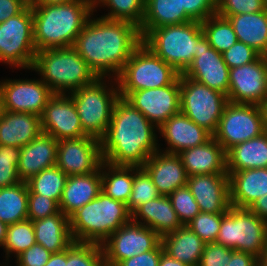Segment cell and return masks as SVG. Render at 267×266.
Segmentation results:
<instances>
[{
	"label": "cell",
	"mask_w": 267,
	"mask_h": 266,
	"mask_svg": "<svg viewBox=\"0 0 267 266\" xmlns=\"http://www.w3.org/2000/svg\"><path fill=\"white\" fill-rule=\"evenodd\" d=\"M157 132L158 128L141 111L120 97L100 139L103 161L115 166L142 167L161 148Z\"/></svg>",
	"instance_id": "7a4b0ae2"
},
{
	"label": "cell",
	"mask_w": 267,
	"mask_h": 266,
	"mask_svg": "<svg viewBox=\"0 0 267 266\" xmlns=\"http://www.w3.org/2000/svg\"><path fill=\"white\" fill-rule=\"evenodd\" d=\"M36 51L73 47L78 34L95 12L88 0L31 5Z\"/></svg>",
	"instance_id": "3957f363"
},
{
	"label": "cell",
	"mask_w": 267,
	"mask_h": 266,
	"mask_svg": "<svg viewBox=\"0 0 267 266\" xmlns=\"http://www.w3.org/2000/svg\"><path fill=\"white\" fill-rule=\"evenodd\" d=\"M52 253L42 245L35 243L16 258L17 266H44Z\"/></svg>",
	"instance_id": "f907efd6"
},
{
	"label": "cell",
	"mask_w": 267,
	"mask_h": 266,
	"mask_svg": "<svg viewBox=\"0 0 267 266\" xmlns=\"http://www.w3.org/2000/svg\"><path fill=\"white\" fill-rule=\"evenodd\" d=\"M263 10H265L263 0H217L219 16L252 14Z\"/></svg>",
	"instance_id": "f6af8a7d"
},
{
	"label": "cell",
	"mask_w": 267,
	"mask_h": 266,
	"mask_svg": "<svg viewBox=\"0 0 267 266\" xmlns=\"http://www.w3.org/2000/svg\"><path fill=\"white\" fill-rule=\"evenodd\" d=\"M180 7L193 21L203 22L217 13V0H180Z\"/></svg>",
	"instance_id": "c3c4849f"
},
{
	"label": "cell",
	"mask_w": 267,
	"mask_h": 266,
	"mask_svg": "<svg viewBox=\"0 0 267 266\" xmlns=\"http://www.w3.org/2000/svg\"><path fill=\"white\" fill-rule=\"evenodd\" d=\"M169 198L182 225H187L198 213L201 212L187 185L177 188L169 195Z\"/></svg>",
	"instance_id": "ee69618b"
},
{
	"label": "cell",
	"mask_w": 267,
	"mask_h": 266,
	"mask_svg": "<svg viewBox=\"0 0 267 266\" xmlns=\"http://www.w3.org/2000/svg\"><path fill=\"white\" fill-rule=\"evenodd\" d=\"M260 54L243 42L237 41L228 50L222 53V57L229 67L236 68L255 61Z\"/></svg>",
	"instance_id": "7dc6e473"
},
{
	"label": "cell",
	"mask_w": 267,
	"mask_h": 266,
	"mask_svg": "<svg viewBox=\"0 0 267 266\" xmlns=\"http://www.w3.org/2000/svg\"><path fill=\"white\" fill-rule=\"evenodd\" d=\"M164 252L161 242L151 251H146L119 262L116 266H158Z\"/></svg>",
	"instance_id": "816d5d0a"
},
{
	"label": "cell",
	"mask_w": 267,
	"mask_h": 266,
	"mask_svg": "<svg viewBox=\"0 0 267 266\" xmlns=\"http://www.w3.org/2000/svg\"><path fill=\"white\" fill-rule=\"evenodd\" d=\"M58 141L51 135L41 133L21 148L17 171L22 182L28 181L46 168L57 163Z\"/></svg>",
	"instance_id": "603a6c76"
},
{
	"label": "cell",
	"mask_w": 267,
	"mask_h": 266,
	"mask_svg": "<svg viewBox=\"0 0 267 266\" xmlns=\"http://www.w3.org/2000/svg\"><path fill=\"white\" fill-rule=\"evenodd\" d=\"M27 207L28 219L31 221L43 219L60 211L59 204L54 199L38 194L28 195Z\"/></svg>",
	"instance_id": "bcb514c9"
},
{
	"label": "cell",
	"mask_w": 267,
	"mask_h": 266,
	"mask_svg": "<svg viewBox=\"0 0 267 266\" xmlns=\"http://www.w3.org/2000/svg\"><path fill=\"white\" fill-rule=\"evenodd\" d=\"M263 3H264V6H265V9L267 10V0H263Z\"/></svg>",
	"instance_id": "03108f58"
},
{
	"label": "cell",
	"mask_w": 267,
	"mask_h": 266,
	"mask_svg": "<svg viewBox=\"0 0 267 266\" xmlns=\"http://www.w3.org/2000/svg\"><path fill=\"white\" fill-rule=\"evenodd\" d=\"M70 0H31L30 5H45V4H58Z\"/></svg>",
	"instance_id": "91938a15"
},
{
	"label": "cell",
	"mask_w": 267,
	"mask_h": 266,
	"mask_svg": "<svg viewBox=\"0 0 267 266\" xmlns=\"http://www.w3.org/2000/svg\"><path fill=\"white\" fill-rule=\"evenodd\" d=\"M222 223V213H198L187 225L205 243L216 242Z\"/></svg>",
	"instance_id": "7bdbcfd3"
},
{
	"label": "cell",
	"mask_w": 267,
	"mask_h": 266,
	"mask_svg": "<svg viewBox=\"0 0 267 266\" xmlns=\"http://www.w3.org/2000/svg\"><path fill=\"white\" fill-rule=\"evenodd\" d=\"M158 266H189L183 262L171 258L166 253H162L160 256V261Z\"/></svg>",
	"instance_id": "6f0895ef"
},
{
	"label": "cell",
	"mask_w": 267,
	"mask_h": 266,
	"mask_svg": "<svg viewBox=\"0 0 267 266\" xmlns=\"http://www.w3.org/2000/svg\"><path fill=\"white\" fill-rule=\"evenodd\" d=\"M36 243L33 221L26 219L7 227V234L3 249L6 260H9L10 254L17 258L24 251ZM16 255V256H15Z\"/></svg>",
	"instance_id": "74e56055"
},
{
	"label": "cell",
	"mask_w": 267,
	"mask_h": 266,
	"mask_svg": "<svg viewBox=\"0 0 267 266\" xmlns=\"http://www.w3.org/2000/svg\"><path fill=\"white\" fill-rule=\"evenodd\" d=\"M101 192V166L87 175L68 176L62 197L60 211L70 217L78 209L95 199Z\"/></svg>",
	"instance_id": "484cf974"
},
{
	"label": "cell",
	"mask_w": 267,
	"mask_h": 266,
	"mask_svg": "<svg viewBox=\"0 0 267 266\" xmlns=\"http://www.w3.org/2000/svg\"><path fill=\"white\" fill-rule=\"evenodd\" d=\"M158 133L164 138L168 147L160 151L178 154L182 150L205 144L213 135L198 126L181 111L171 116L159 128Z\"/></svg>",
	"instance_id": "44dd1931"
},
{
	"label": "cell",
	"mask_w": 267,
	"mask_h": 266,
	"mask_svg": "<svg viewBox=\"0 0 267 266\" xmlns=\"http://www.w3.org/2000/svg\"><path fill=\"white\" fill-rule=\"evenodd\" d=\"M44 266H66V249L61 252L52 253Z\"/></svg>",
	"instance_id": "9f6ffc18"
},
{
	"label": "cell",
	"mask_w": 267,
	"mask_h": 266,
	"mask_svg": "<svg viewBox=\"0 0 267 266\" xmlns=\"http://www.w3.org/2000/svg\"><path fill=\"white\" fill-rule=\"evenodd\" d=\"M228 102L259 105L267 97V56L231 68Z\"/></svg>",
	"instance_id": "5bb4252c"
},
{
	"label": "cell",
	"mask_w": 267,
	"mask_h": 266,
	"mask_svg": "<svg viewBox=\"0 0 267 266\" xmlns=\"http://www.w3.org/2000/svg\"><path fill=\"white\" fill-rule=\"evenodd\" d=\"M108 7L109 12L101 17L110 20H123L141 26L144 17L145 0H99L94 5L97 7Z\"/></svg>",
	"instance_id": "f35d334b"
},
{
	"label": "cell",
	"mask_w": 267,
	"mask_h": 266,
	"mask_svg": "<svg viewBox=\"0 0 267 266\" xmlns=\"http://www.w3.org/2000/svg\"><path fill=\"white\" fill-rule=\"evenodd\" d=\"M68 176L57 166L42 170L26 181L29 194H38L54 199L58 204Z\"/></svg>",
	"instance_id": "d590c367"
},
{
	"label": "cell",
	"mask_w": 267,
	"mask_h": 266,
	"mask_svg": "<svg viewBox=\"0 0 267 266\" xmlns=\"http://www.w3.org/2000/svg\"><path fill=\"white\" fill-rule=\"evenodd\" d=\"M227 173L231 206L249 208L259 197L267 196V168Z\"/></svg>",
	"instance_id": "d4e9b609"
},
{
	"label": "cell",
	"mask_w": 267,
	"mask_h": 266,
	"mask_svg": "<svg viewBox=\"0 0 267 266\" xmlns=\"http://www.w3.org/2000/svg\"><path fill=\"white\" fill-rule=\"evenodd\" d=\"M4 113H5V104L3 101L2 93L0 91V120L3 118Z\"/></svg>",
	"instance_id": "be15d7a7"
},
{
	"label": "cell",
	"mask_w": 267,
	"mask_h": 266,
	"mask_svg": "<svg viewBox=\"0 0 267 266\" xmlns=\"http://www.w3.org/2000/svg\"><path fill=\"white\" fill-rule=\"evenodd\" d=\"M178 155L188 177L227 173L226 151L213 137L205 144L182 150Z\"/></svg>",
	"instance_id": "cb8c5ba5"
},
{
	"label": "cell",
	"mask_w": 267,
	"mask_h": 266,
	"mask_svg": "<svg viewBox=\"0 0 267 266\" xmlns=\"http://www.w3.org/2000/svg\"><path fill=\"white\" fill-rule=\"evenodd\" d=\"M30 70L40 74L54 94L71 93L99 78L73 47L36 52Z\"/></svg>",
	"instance_id": "277c9868"
},
{
	"label": "cell",
	"mask_w": 267,
	"mask_h": 266,
	"mask_svg": "<svg viewBox=\"0 0 267 266\" xmlns=\"http://www.w3.org/2000/svg\"><path fill=\"white\" fill-rule=\"evenodd\" d=\"M93 6L99 1V0H88Z\"/></svg>",
	"instance_id": "e7e4bbea"
},
{
	"label": "cell",
	"mask_w": 267,
	"mask_h": 266,
	"mask_svg": "<svg viewBox=\"0 0 267 266\" xmlns=\"http://www.w3.org/2000/svg\"><path fill=\"white\" fill-rule=\"evenodd\" d=\"M164 253L189 266H198L205 242L188 225L161 237Z\"/></svg>",
	"instance_id": "f1b7e54d"
},
{
	"label": "cell",
	"mask_w": 267,
	"mask_h": 266,
	"mask_svg": "<svg viewBox=\"0 0 267 266\" xmlns=\"http://www.w3.org/2000/svg\"><path fill=\"white\" fill-rule=\"evenodd\" d=\"M66 266H106L102 246L74 241L66 249Z\"/></svg>",
	"instance_id": "ab89813d"
},
{
	"label": "cell",
	"mask_w": 267,
	"mask_h": 266,
	"mask_svg": "<svg viewBox=\"0 0 267 266\" xmlns=\"http://www.w3.org/2000/svg\"><path fill=\"white\" fill-rule=\"evenodd\" d=\"M227 103L225 94L180 74V111L212 135Z\"/></svg>",
	"instance_id": "8fae6325"
},
{
	"label": "cell",
	"mask_w": 267,
	"mask_h": 266,
	"mask_svg": "<svg viewBox=\"0 0 267 266\" xmlns=\"http://www.w3.org/2000/svg\"><path fill=\"white\" fill-rule=\"evenodd\" d=\"M160 196L151 176L143 167L135 166L134 182L127 207L132 214L139 206Z\"/></svg>",
	"instance_id": "60d3db41"
},
{
	"label": "cell",
	"mask_w": 267,
	"mask_h": 266,
	"mask_svg": "<svg viewBox=\"0 0 267 266\" xmlns=\"http://www.w3.org/2000/svg\"><path fill=\"white\" fill-rule=\"evenodd\" d=\"M227 18L240 42L267 56V10L252 14L222 16Z\"/></svg>",
	"instance_id": "4dcf8cb0"
},
{
	"label": "cell",
	"mask_w": 267,
	"mask_h": 266,
	"mask_svg": "<svg viewBox=\"0 0 267 266\" xmlns=\"http://www.w3.org/2000/svg\"><path fill=\"white\" fill-rule=\"evenodd\" d=\"M125 100L159 128L180 112V76L168 86L133 91Z\"/></svg>",
	"instance_id": "9a60e30c"
},
{
	"label": "cell",
	"mask_w": 267,
	"mask_h": 266,
	"mask_svg": "<svg viewBox=\"0 0 267 266\" xmlns=\"http://www.w3.org/2000/svg\"><path fill=\"white\" fill-rule=\"evenodd\" d=\"M36 52L33 12L28 4L18 15L0 23V62L30 70Z\"/></svg>",
	"instance_id": "30bf717a"
},
{
	"label": "cell",
	"mask_w": 267,
	"mask_h": 266,
	"mask_svg": "<svg viewBox=\"0 0 267 266\" xmlns=\"http://www.w3.org/2000/svg\"><path fill=\"white\" fill-rule=\"evenodd\" d=\"M193 21L184 9L180 0H145L143 22L140 29L142 38L154 28L166 25H178Z\"/></svg>",
	"instance_id": "d6a6232c"
},
{
	"label": "cell",
	"mask_w": 267,
	"mask_h": 266,
	"mask_svg": "<svg viewBox=\"0 0 267 266\" xmlns=\"http://www.w3.org/2000/svg\"><path fill=\"white\" fill-rule=\"evenodd\" d=\"M227 266H258V258L232 249V256Z\"/></svg>",
	"instance_id": "db71d44e"
},
{
	"label": "cell",
	"mask_w": 267,
	"mask_h": 266,
	"mask_svg": "<svg viewBox=\"0 0 267 266\" xmlns=\"http://www.w3.org/2000/svg\"><path fill=\"white\" fill-rule=\"evenodd\" d=\"M8 225L0 221V247L4 245Z\"/></svg>",
	"instance_id": "94428289"
},
{
	"label": "cell",
	"mask_w": 267,
	"mask_h": 266,
	"mask_svg": "<svg viewBox=\"0 0 267 266\" xmlns=\"http://www.w3.org/2000/svg\"><path fill=\"white\" fill-rule=\"evenodd\" d=\"M258 266H267V248L263 251L258 258Z\"/></svg>",
	"instance_id": "6125c7cd"
},
{
	"label": "cell",
	"mask_w": 267,
	"mask_h": 266,
	"mask_svg": "<svg viewBox=\"0 0 267 266\" xmlns=\"http://www.w3.org/2000/svg\"><path fill=\"white\" fill-rule=\"evenodd\" d=\"M249 209L258 215L261 219L267 221V196L259 197L250 207Z\"/></svg>",
	"instance_id": "11a10c76"
},
{
	"label": "cell",
	"mask_w": 267,
	"mask_h": 266,
	"mask_svg": "<svg viewBox=\"0 0 267 266\" xmlns=\"http://www.w3.org/2000/svg\"><path fill=\"white\" fill-rule=\"evenodd\" d=\"M232 256V249L216 242L205 243L198 266H227Z\"/></svg>",
	"instance_id": "681fc988"
},
{
	"label": "cell",
	"mask_w": 267,
	"mask_h": 266,
	"mask_svg": "<svg viewBox=\"0 0 267 266\" xmlns=\"http://www.w3.org/2000/svg\"><path fill=\"white\" fill-rule=\"evenodd\" d=\"M151 176L160 195L169 196L187 185L188 175L178 154L156 151L142 166Z\"/></svg>",
	"instance_id": "7402d4cb"
},
{
	"label": "cell",
	"mask_w": 267,
	"mask_h": 266,
	"mask_svg": "<svg viewBox=\"0 0 267 266\" xmlns=\"http://www.w3.org/2000/svg\"><path fill=\"white\" fill-rule=\"evenodd\" d=\"M204 35L201 22L166 25L151 29L142 42L164 62L183 74L198 50V40Z\"/></svg>",
	"instance_id": "8992f818"
},
{
	"label": "cell",
	"mask_w": 267,
	"mask_h": 266,
	"mask_svg": "<svg viewBox=\"0 0 267 266\" xmlns=\"http://www.w3.org/2000/svg\"><path fill=\"white\" fill-rule=\"evenodd\" d=\"M107 79L108 82L106 78H98L92 84L68 93L76 106L83 132L99 140L106 133L115 102L120 98L117 80Z\"/></svg>",
	"instance_id": "52a82bcc"
},
{
	"label": "cell",
	"mask_w": 267,
	"mask_h": 266,
	"mask_svg": "<svg viewBox=\"0 0 267 266\" xmlns=\"http://www.w3.org/2000/svg\"><path fill=\"white\" fill-rule=\"evenodd\" d=\"M21 148L14 146H0V188L20 183L17 171Z\"/></svg>",
	"instance_id": "b9f144b4"
},
{
	"label": "cell",
	"mask_w": 267,
	"mask_h": 266,
	"mask_svg": "<svg viewBox=\"0 0 267 266\" xmlns=\"http://www.w3.org/2000/svg\"><path fill=\"white\" fill-rule=\"evenodd\" d=\"M132 221L149 227L160 237L182 226L169 196L164 195L139 206L132 213Z\"/></svg>",
	"instance_id": "4316f807"
},
{
	"label": "cell",
	"mask_w": 267,
	"mask_h": 266,
	"mask_svg": "<svg viewBox=\"0 0 267 266\" xmlns=\"http://www.w3.org/2000/svg\"><path fill=\"white\" fill-rule=\"evenodd\" d=\"M2 81V82H1ZM0 91L5 111L32 113L41 116L48 100L54 94L41 79H4Z\"/></svg>",
	"instance_id": "e0dca14e"
},
{
	"label": "cell",
	"mask_w": 267,
	"mask_h": 266,
	"mask_svg": "<svg viewBox=\"0 0 267 266\" xmlns=\"http://www.w3.org/2000/svg\"><path fill=\"white\" fill-rule=\"evenodd\" d=\"M28 195L26 182L0 188V221L10 225L28 219Z\"/></svg>",
	"instance_id": "e575fe53"
},
{
	"label": "cell",
	"mask_w": 267,
	"mask_h": 266,
	"mask_svg": "<svg viewBox=\"0 0 267 266\" xmlns=\"http://www.w3.org/2000/svg\"><path fill=\"white\" fill-rule=\"evenodd\" d=\"M102 162L99 139L85 135L58 141L56 165L67 176L96 172Z\"/></svg>",
	"instance_id": "2e32d148"
},
{
	"label": "cell",
	"mask_w": 267,
	"mask_h": 266,
	"mask_svg": "<svg viewBox=\"0 0 267 266\" xmlns=\"http://www.w3.org/2000/svg\"><path fill=\"white\" fill-rule=\"evenodd\" d=\"M33 225L36 243L42 245L51 253L61 252L74 242L69 217L61 211L33 221Z\"/></svg>",
	"instance_id": "f546056e"
},
{
	"label": "cell",
	"mask_w": 267,
	"mask_h": 266,
	"mask_svg": "<svg viewBox=\"0 0 267 266\" xmlns=\"http://www.w3.org/2000/svg\"><path fill=\"white\" fill-rule=\"evenodd\" d=\"M28 4L26 0H0V23L18 15Z\"/></svg>",
	"instance_id": "f5cc1de1"
},
{
	"label": "cell",
	"mask_w": 267,
	"mask_h": 266,
	"mask_svg": "<svg viewBox=\"0 0 267 266\" xmlns=\"http://www.w3.org/2000/svg\"><path fill=\"white\" fill-rule=\"evenodd\" d=\"M229 72L230 69L225 63L222 53L212 48L203 35L198 40V50L195 52L193 61L183 75L227 96Z\"/></svg>",
	"instance_id": "ac0fdd59"
},
{
	"label": "cell",
	"mask_w": 267,
	"mask_h": 266,
	"mask_svg": "<svg viewBox=\"0 0 267 266\" xmlns=\"http://www.w3.org/2000/svg\"><path fill=\"white\" fill-rule=\"evenodd\" d=\"M132 220L127 204L104 192L69 217L75 242L102 244L112 233Z\"/></svg>",
	"instance_id": "5b68a950"
},
{
	"label": "cell",
	"mask_w": 267,
	"mask_h": 266,
	"mask_svg": "<svg viewBox=\"0 0 267 266\" xmlns=\"http://www.w3.org/2000/svg\"><path fill=\"white\" fill-rule=\"evenodd\" d=\"M179 76L180 73L142 42L132 52L116 80L119 95L125 99L133 91L168 86Z\"/></svg>",
	"instance_id": "ba28073f"
},
{
	"label": "cell",
	"mask_w": 267,
	"mask_h": 266,
	"mask_svg": "<svg viewBox=\"0 0 267 266\" xmlns=\"http://www.w3.org/2000/svg\"><path fill=\"white\" fill-rule=\"evenodd\" d=\"M227 172L267 168V132L234 145L226 152Z\"/></svg>",
	"instance_id": "1f68e13d"
},
{
	"label": "cell",
	"mask_w": 267,
	"mask_h": 266,
	"mask_svg": "<svg viewBox=\"0 0 267 266\" xmlns=\"http://www.w3.org/2000/svg\"><path fill=\"white\" fill-rule=\"evenodd\" d=\"M201 27L210 46L219 53L225 52L238 41L230 21L217 13L201 22Z\"/></svg>",
	"instance_id": "8d00e7d4"
},
{
	"label": "cell",
	"mask_w": 267,
	"mask_h": 266,
	"mask_svg": "<svg viewBox=\"0 0 267 266\" xmlns=\"http://www.w3.org/2000/svg\"><path fill=\"white\" fill-rule=\"evenodd\" d=\"M93 15L78 34L73 48L99 78L116 79L132 52L142 43L140 29L129 21Z\"/></svg>",
	"instance_id": "6da1fadb"
},
{
	"label": "cell",
	"mask_w": 267,
	"mask_h": 266,
	"mask_svg": "<svg viewBox=\"0 0 267 266\" xmlns=\"http://www.w3.org/2000/svg\"><path fill=\"white\" fill-rule=\"evenodd\" d=\"M187 187L201 212L225 213L231 206L228 173L189 176Z\"/></svg>",
	"instance_id": "ffe728a7"
},
{
	"label": "cell",
	"mask_w": 267,
	"mask_h": 266,
	"mask_svg": "<svg viewBox=\"0 0 267 266\" xmlns=\"http://www.w3.org/2000/svg\"><path fill=\"white\" fill-rule=\"evenodd\" d=\"M264 132L259 105L228 102L213 138L227 152L234 145L259 137Z\"/></svg>",
	"instance_id": "7c38bea8"
},
{
	"label": "cell",
	"mask_w": 267,
	"mask_h": 266,
	"mask_svg": "<svg viewBox=\"0 0 267 266\" xmlns=\"http://www.w3.org/2000/svg\"><path fill=\"white\" fill-rule=\"evenodd\" d=\"M216 243L259 258L267 248V221L249 208L230 206L222 213Z\"/></svg>",
	"instance_id": "9c48e42d"
},
{
	"label": "cell",
	"mask_w": 267,
	"mask_h": 266,
	"mask_svg": "<svg viewBox=\"0 0 267 266\" xmlns=\"http://www.w3.org/2000/svg\"><path fill=\"white\" fill-rule=\"evenodd\" d=\"M135 166H115L102 162L101 191L112 199L127 204L132 192Z\"/></svg>",
	"instance_id": "836d02e7"
},
{
	"label": "cell",
	"mask_w": 267,
	"mask_h": 266,
	"mask_svg": "<svg viewBox=\"0 0 267 266\" xmlns=\"http://www.w3.org/2000/svg\"><path fill=\"white\" fill-rule=\"evenodd\" d=\"M41 133V117L39 115L5 111L0 120V146L22 148Z\"/></svg>",
	"instance_id": "83f0119b"
},
{
	"label": "cell",
	"mask_w": 267,
	"mask_h": 266,
	"mask_svg": "<svg viewBox=\"0 0 267 266\" xmlns=\"http://www.w3.org/2000/svg\"><path fill=\"white\" fill-rule=\"evenodd\" d=\"M265 132H267V97L260 104Z\"/></svg>",
	"instance_id": "680465c9"
},
{
	"label": "cell",
	"mask_w": 267,
	"mask_h": 266,
	"mask_svg": "<svg viewBox=\"0 0 267 266\" xmlns=\"http://www.w3.org/2000/svg\"><path fill=\"white\" fill-rule=\"evenodd\" d=\"M40 117L42 133L51 135L57 141L86 135L76 106L68 93L53 94Z\"/></svg>",
	"instance_id": "d6986e66"
},
{
	"label": "cell",
	"mask_w": 267,
	"mask_h": 266,
	"mask_svg": "<svg viewBox=\"0 0 267 266\" xmlns=\"http://www.w3.org/2000/svg\"><path fill=\"white\" fill-rule=\"evenodd\" d=\"M160 242L161 237L155 231L131 220L112 233L101 246L106 266H116L132 256L153 250Z\"/></svg>",
	"instance_id": "4fadbf2b"
}]
</instances>
